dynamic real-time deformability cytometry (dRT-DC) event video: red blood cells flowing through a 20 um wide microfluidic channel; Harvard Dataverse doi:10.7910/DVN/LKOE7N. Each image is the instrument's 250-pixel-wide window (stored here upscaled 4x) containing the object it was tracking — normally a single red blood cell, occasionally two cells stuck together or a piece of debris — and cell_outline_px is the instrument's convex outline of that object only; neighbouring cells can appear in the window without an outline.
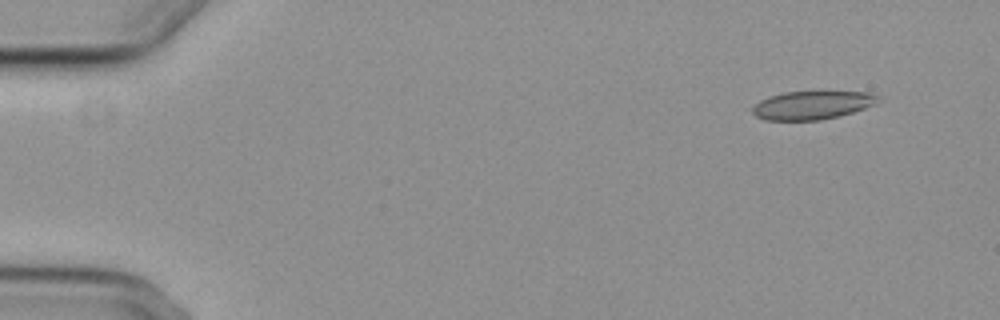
{"species": "common noctule bat (a hibernating species)", "species_latin": "Nyctalus noctula", "temperature_condition": "cold", "stored_images_in_passage": 4, "camera_frame_rate_fps": 3000, "um_per_image_px": 0.085, "animal": {"sex": "female", "body_mass_g": 29.2, "forearm_length_mm": 56.3}, "frame": {"image": 1, "passage_image": 1, "time_ms": 0.0, "image_size_px": [1000, 320], "cell_outline_px": [[880, 100], [864, 108], [852, 112], [820, 120], [764, 120], [756, 116], [752, 112], [752, 108], [760, 100], [768, 96], [784, 92], [872, 92], [880, 96]], "centroid_in_image_um": [69.01, 8.93], "position_along_channel_um": 16.0, "area_um2": 20.58}}